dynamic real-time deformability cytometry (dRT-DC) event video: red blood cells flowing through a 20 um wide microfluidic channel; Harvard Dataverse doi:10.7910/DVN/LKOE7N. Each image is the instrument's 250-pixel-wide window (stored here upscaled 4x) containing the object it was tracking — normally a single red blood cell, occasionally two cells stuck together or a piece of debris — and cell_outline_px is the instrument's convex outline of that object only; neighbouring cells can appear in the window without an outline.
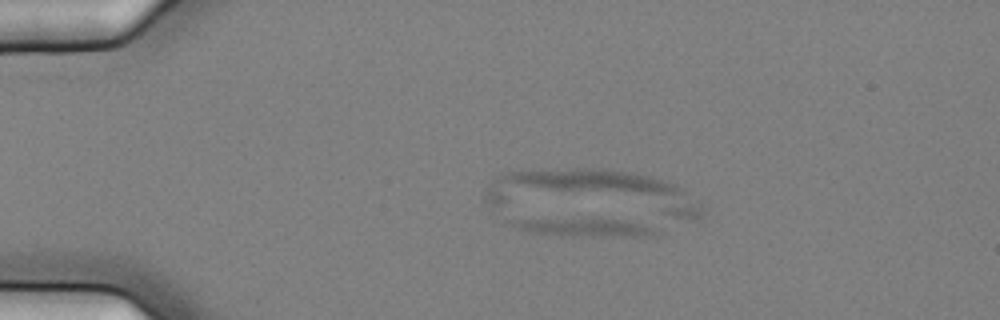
{"species": "common noctule bat (a hibernating species)", "species_latin": "Nyctalus noctula", "temperature_condition": "cold", "stored_images_in_passage": 6, "camera_frame_rate_fps": 3000, "um_per_image_px": 0.085, "animal": {"sex": "female", "body_mass_g": 25.1}, "frame": {"image": 1, "passage_image": 3, "time_ms": 0.667, "image_size_px": [1000, 320], "cell_outline_px": [[660, 236], [560, 236], [528, 232], [504, 224], [508, 216], [596, 216], [640, 224], [652, 228], [660, 232]], "centroid_in_image_um": [49.24, 19.23], "position_along_channel_um": 35.8, "area_um2": 17.63}}